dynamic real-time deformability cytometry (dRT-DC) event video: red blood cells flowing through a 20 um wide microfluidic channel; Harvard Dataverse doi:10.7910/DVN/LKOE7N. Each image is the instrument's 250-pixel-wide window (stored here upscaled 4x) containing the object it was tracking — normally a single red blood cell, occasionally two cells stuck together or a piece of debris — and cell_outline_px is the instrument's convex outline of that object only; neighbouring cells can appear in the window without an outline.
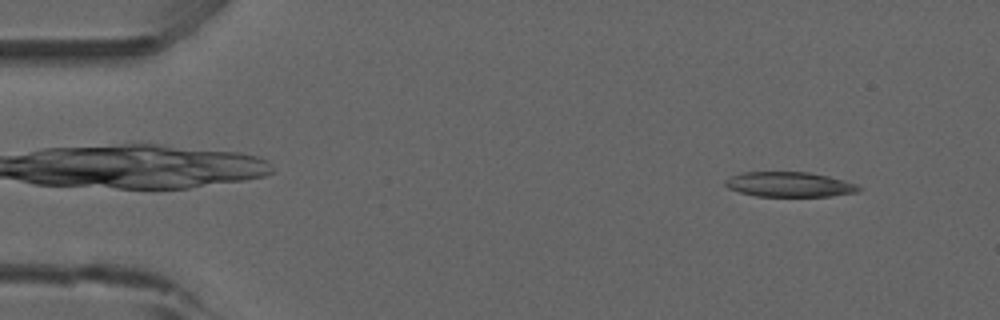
{"species": "common noctule bat (a hibernating species)", "species_latin": "Nyctalus noctula", "temperature_condition": "room temperature", "stored_images_in_passage": 51, "camera_frame_rate_fps": 3000, "um_per_image_px": 0.085, "animal": {"sex": "male", "forearm_length_mm": 52.5}, "frame": {"image": 1, "passage_image": 4, "time_ms": 1.0, "image_size_px": [1000, 320], "cell_outline_px": [[860, 188], [856, 192], [828, 196], [756, 196], [740, 192], [728, 188], [724, 184], [724, 180], [740, 172], [808, 172], [828, 176], [844, 180], [856, 184]], "centroid_in_image_um": [67.05, 15.67], "position_along_channel_um": 18.0, "area_um2": 19.25}}
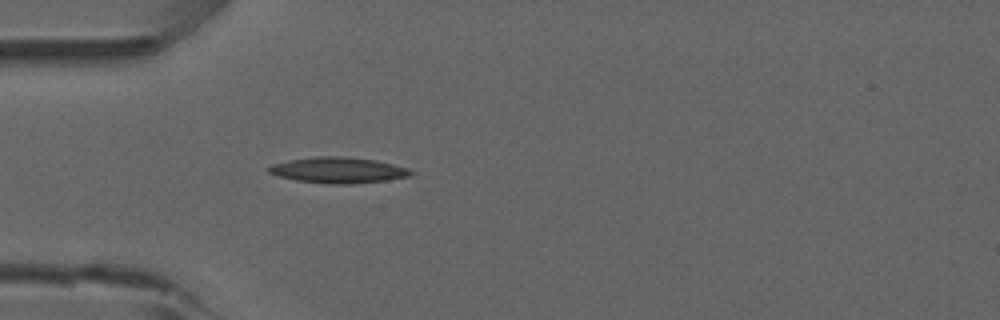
{"frame": {"image": 2, "passage_image": 14, "time_ms": 4.333, "image_size_px": [1000, 320], "cell_outline_px": [[416, 172], [408, 176], [388, 180], [352, 184], [332, 184], [296, 180], [280, 176], [268, 172], [268, 168], [272, 164], [288, 160], [316, 156], [344, 156], [376, 160], [408, 168]], "centroid_in_image_um": [28.77, 14.46], "position_along_channel_um": 56.2, "area_um2": 21.39}}
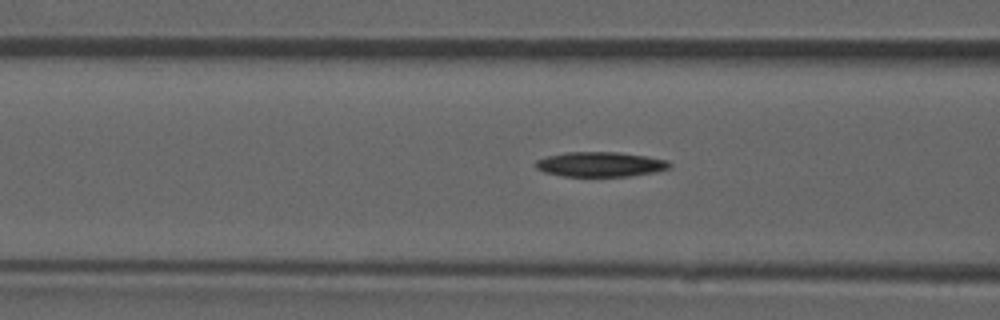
{"frame": {"image": 3, "passage_image": 19, "time_ms": 6.0, "image_size_px": [1000, 320], "cell_outline_px": [[672, 164], [668, 168], [656, 172], [628, 176], [564, 176], [544, 172], [536, 168], [536, 160], [548, 156], [568, 152], [616, 152], [644, 156], [668, 160]], "centroid_in_image_um": [51.03, 13.97], "position_along_channel_um": 115.6, "area_um2": 19.19}, "authors_computed_cell_mechanics": {"area_um2": 20.1722, "velocity_mm_per_s": 3.8778, "shape_relaxation_time_tau1_ms": 4.5397, "shape_relaxation_time_tau2_ms": null, "deformation_change_tau1": 0.0984, "deformation_change_tau2": null}}